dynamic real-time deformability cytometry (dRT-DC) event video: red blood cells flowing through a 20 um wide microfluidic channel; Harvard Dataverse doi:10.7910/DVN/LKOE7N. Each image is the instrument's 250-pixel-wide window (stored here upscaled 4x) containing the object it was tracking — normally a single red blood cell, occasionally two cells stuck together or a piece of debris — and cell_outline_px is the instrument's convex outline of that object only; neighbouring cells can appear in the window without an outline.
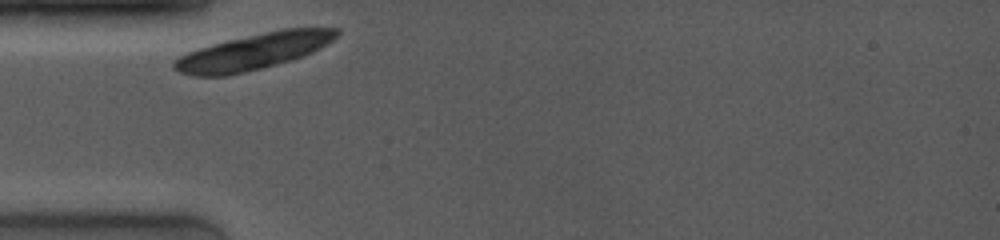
{"species": "common noctule bat (a hibernating species)", "species_latin": "Nyctalus noctula", "temperature_condition": "room temperature", "stored_images_in_passage": 1, "camera_frame_rate_fps": 4000, "um_per_image_px": 0.085, "animal": {"sex": "female", "body_mass_g": 19.0, "forearm_length_mm": 53.3}, "frame": {"image": 1, "passage_image": 1, "time_ms": 0.0, "image_size_px": [1000, 240], "cell_outline_px": [[340, 32], [332, 40], [320, 48], [312, 52], [288, 60], [260, 68], [244, 72], [224, 76], [196, 76], [180, 72], [172, 68], [172, 64], [180, 56], [188, 52], [200, 48], [228, 40], [284, 28], [340, 28]], "centroid_in_image_um": [21.55, 4.38], "position_along_channel_um": 63.5, "area_um2": 33.29}}